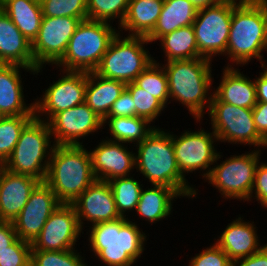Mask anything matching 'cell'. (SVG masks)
Segmentation results:
<instances>
[{"label":"cell","instance_id":"4dcf8cb0","mask_svg":"<svg viewBox=\"0 0 267 266\" xmlns=\"http://www.w3.org/2000/svg\"><path fill=\"white\" fill-rule=\"evenodd\" d=\"M166 62L201 58L193 30V25L181 27L159 39Z\"/></svg>","mask_w":267,"mask_h":266},{"label":"cell","instance_id":"ffe728a7","mask_svg":"<svg viewBox=\"0 0 267 266\" xmlns=\"http://www.w3.org/2000/svg\"><path fill=\"white\" fill-rule=\"evenodd\" d=\"M39 180L6 170L0 165V221H11L26 205Z\"/></svg>","mask_w":267,"mask_h":266},{"label":"cell","instance_id":"74e56055","mask_svg":"<svg viewBox=\"0 0 267 266\" xmlns=\"http://www.w3.org/2000/svg\"><path fill=\"white\" fill-rule=\"evenodd\" d=\"M43 17L87 19V0H40Z\"/></svg>","mask_w":267,"mask_h":266},{"label":"cell","instance_id":"cb8c5ba5","mask_svg":"<svg viewBox=\"0 0 267 266\" xmlns=\"http://www.w3.org/2000/svg\"><path fill=\"white\" fill-rule=\"evenodd\" d=\"M224 67L222 80L216 90L213 88V95L221 102L253 109L257 103L256 85L253 79L229 63Z\"/></svg>","mask_w":267,"mask_h":266},{"label":"cell","instance_id":"60d3db41","mask_svg":"<svg viewBox=\"0 0 267 266\" xmlns=\"http://www.w3.org/2000/svg\"><path fill=\"white\" fill-rule=\"evenodd\" d=\"M252 197L256 199L262 207L265 209L267 208V163H261L259 161L256 167L254 184L249 201H251Z\"/></svg>","mask_w":267,"mask_h":266},{"label":"cell","instance_id":"83f0119b","mask_svg":"<svg viewBox=\"0 0 267 266\" xmlns=\"http://www.w3.org/2000/svg\"><path fill=\"white\" fill-rule=\"evenodd\" d=\"M150 187L145 190L142 188L136 212L141 218L153 224L170 216L173 200L180 199L181 195L175 189L164 185Z\"/></svg>","mask_w":267,"mask_h":266},{"label":"cell","instance_id":"44dd1931","mask_svg":"<svg viewBox=\"0 0 267 266\" xmlns=\"http://www.w3.org/2000/svg\"><path fill=\"white\" fill-rule=\"evenodd\" d=\"M36 74V71L19 65L0 64V115H35L34 102L25 103L20 70Z\"/></svg>","mask_w":267,"mask_h":266},{"label":"cell","instance_id":"7a4b0ae2","mask_svg":"<svg viewBox=\"0 0 267 266\" xmlns=\"http://www.w3.org/2000/svg\"><path fill=\"white\" fill-rule=\"evenodd\" d=\"M135 147L136 172L147 178L151 185H164L175 189L182 197L196 198L198 189L189 185L178 168L170 131L156 127Z\"/></svg>","mask_w":267,"mask_h":266},{"label":"cell","instance_id":"4fadbf2b","mask_svg":"<svg viewBox=\"0 0 267 266\" xmlns=\"http://www.w3.org/2000/svg\"><path fill=\"white\" fill-rule=\"evenodd\" d=\"M81 20L74 17H42L37 37L32 42L36 75L46 64L56 65L64 56L69 40Z\"/></svg>","mask_w":267,"mask_h":266},{"label":"cell","instance_id":"1f68e13d","mask_svg":"<svg viewBox=\"0 0 267 266\" xmlns=\"http://www.w3.org/2000/svg\"><path fill=\"white\" fill-rule=\"evenodd\" d=\"M139 182L131 175L108 181L114 195L117 212L121 217H127L126 212L129 214L131 210H136L142 188L144 187Z\"/></svg>","mask_w":267,"mask_h":266},{"label":"cell","instance_id":"bcb514c9","mask_svg":"<svg viewBox=\"0 0 267 266\" xmlns=\"http://www.w3.org/2000/svg\"><path fill=\"white\" fill-rule=\"evenodd\" d=\"M259 76L255 78L257 102L267 103V72L263 69Z\"/></svg>","mask_w":267,"mask_h":266},{"label":"cell","instance_id":"ba28073f","mask_svg":"<svg viewBox=\"0 0 267 266\" xmlns=\"http://www.w3.org/2000/svg\"><path fill=\"white\" fill-rule=\"evenodd\" d=\"M120 31L111 41L94 72L104 78L120 80L127 84L134 82L153 62L154 57L145 49L144 44L150 43L146 37H123Z\"/></svg>","mask_w":267,"mask_h":266},{"label":"cell","instance_id":"277c9868","mask_svg":"<svg viewBox=\"0 0 267 266\" xmlns=\"http://www.w3.org/2000/svg\"><path fill=\"white\" fill-rule=\"evenodd\" d=\"M128 218L88 226L90 251L107 266H133L145 250L146 233Z\"/></svg>","mask_w":267,"mask_h":266},{"label":"cell","instance_id":"f1b7e54d","mask_svg":"<svg viewBox=\"0 0 267 266\" xmlns=\"http://www.w3.org/2000/svg\"><path fill=\"white\" fill-rule=\"evenodd\" d=\"M0 8L32 43L37 37L43 13L36 0H1Z\"/></svg>","mask_w":267,"mask_h":266},{"label":"cell","instance_id":"836d02e7","mask_svg":"<svg viewBox=\"0 0 267 266\" xmlns=\"http://www.w3.org/2000/svg\"><path fill=\"white\" fill-rule=\"evenodd\" d=\"M35 115L0 117V165L11 156L24 127Z\"/></svg>","mask_w":267,"mask_h":266},{"label":"cell","instance_id":"e0dca14e","mask_svg":"<svg viewBox=\"0 0 267 266\" xmlns=\"http://www.w3.org/2000/svg\"><path fill=\"white\" fill-rule=\"evenodd\" d=\"M60 204L52 189L45 182H40L13 221L18 238L32 243Z\"/></svg>","mask_w":267,"mask_h":266},{"label":"cell","instance_id":"f546056e","mask_svg":"<svg viewBox=\"0 0 267 266\" xmlns=\"http://www.w3.org/2000/svg\"><path fill=\"white\" fill-rule=\"evenodd\" d=\"M105 124L113 137L108 140L127 144L142 142L156 128L150 126L147 119L138 116L106 117L103 120V125Z\"/></svg>","mask_w":267,"mask_h":266},{"label":"cell","instance_id":"4316f807","mask_svg":"<svg viewBox=\"0 0 267 266\" xmlns=\"http://www.w3.org/2000/svg\"><path fill=\"white\" fill-rule=\"evenodd\" d=\"M163 3L164 0H129L125 18L118 30L128 31L129 36L147 37L157 23Z\"/></svg>","mask_w":267,"mask_h":266},{"label":"cell","instance_id":"7bdbcfd3","mask_svg":"<svg viewBox=\"0 0 267 266\" xmlns=\"http://www.w3.org/2000/svg\"><path fill=\"white\" fill-rule=\"evenodd\" d=\"M252 113L258 133L267 141V103L257 102Z\"/></svg>","mask_w":267,"mask_h":266},{"label":"cell","instance_id":"8992f818","mask_svg":"<svg viewBox=\"0 0 267 266\" xmlns=\"http://www.w3.org/2000/svg\"><path fill=\"white\" fill-rule=\"evenodd\" d=\"M118 32L109 22L82 20L56 67L65 71L93 72Z\"/></svg>","mask_w":267,"mask_h":266},{"label":"cell","instance_id":"8d00e7d4","mask_svg":"<svg viewBox=\"0 0 267 266\" xmlns=\"http://www.w3.org/2000/svg\"><path fill=\"white\" fill-rule=\"evenodd\" d=\"M126 89L132 96L135 106V116L147 119L150 123L162 114L166 108L158 99L140 88L135 82L126 84Z\"/></svg>","mask_w":267,"mask_h":266},{"label":"cell","instance_id":"6da1fadb","mask_svg":"<svg viewBox=\"0 0 267 266\" xmlns=\"http://www.w3.org/2000/svg\"><path fill=\"white\" fill-rule=\"evenodd\" d=\"M267 51V0H241L233 9L226 55L234 66L248 64ZM264 60V61H263Z\"/></svg>","mask_w":267,"mask_h":266},{"label":"cell","instance_id":"9a60e30c","mask_svg":"<svg viewBox=\"0 0 267 266\" xmlns=\"http://www.w3.org/2000/svg\"><path fill=\"white\" fill-rule=\"evenodd\" d=\"M47 123L55 145H82L79 139L105 128L103 119L85 102L54 114Z\"/></svg>","mask_w":267,"mask_h":266},{"label":"cell","instance_id":"30bf717a","mask_svg":"<svg viewBox=\"0 0 267 266\" xmlns=\"http://www.w3.org/2000/svg\"><path fill=\"white\" fill-rule=\"evenodd\" d=\"M241 155H231L222 163L212 166L206 182L218 189L224 199L250 200L256 167L261 150L255 148Z\"/></svg>","mask_w":267,"mask_h":266},{"label":"cell","instance_id":"3957f363","mask_svg":"<svg viewBox=\"0 0 267 266\" xmlns=\"http://www.w3.org/2000/svg\"><path fill=\"white\" fill-rule=\"evenodd\" d=\"M212 60L201 57L173 60L163 64L168 81L170 101H178L188 108L196 122L203 120L213 93ZM165 65V66H164ZM210 91V92H208Z\"/></svg>","mask_w":267,"mask_h":266},{"label":"cell","instance_id":"d4e9b609","mask_svg":"<svg viewBox=\"0 0 267 266\" xmlns=\"http://www.w3.org/2000/svg\"><path fill=\"white\" fill-rule=\"evenodd\" d=\"M125 88L123 81L104 78L94 71L87 72L85 103L104 120Z\"/></svg>","mask_w":267,"mask_h":266},{"label":"cell","instance_id":"484cf974","mask_svg":"<svg viewBox=\"0 0 267 266\" xmlns=\"http://www.w3.org/2000/svg\"><path fill=\"white\" fill-rule=\"evenodd\" d=\"M197 11L189 0H164L160 16L147 40L156 42L178 28L192 25Z\"/></svg>","mask_w":267,"mask_h":266},{"label":"cell","instance_id":"b9f144b4","mask_svg":"<svg viewBox=\"0 0 267 266\" xmlns=\"http://www.w3.org/2000/svg\"><path fill=\"white\" fill-rule=\"evenodd\" d=\"M130 92L125 88L118 99L113 103L107 117L135 116V106Z\"/></svg>","mask_w":267,"mask_h":266},{"label":"cell","instance_id":"5bb4252c","mask_svg":"<svg viewBox=\"0 0 267 266\" xmlns=\"http://www.w3.org/2000/svg\"><path fill=\"white\" fill-rule=\"evenodd\" d=\"M60 72L63 73L61 78L49 84L42 98L37 97L34 101L35 117L39 120L47 122L54 114L85 102L87 72L65 70Z\"/></svg>","mask_w":267,"mask_h":266},{"label":"cell","instance_id":"603a6c76","mask_svg":"<svg viewBox=\"0 0 267 266\" xmlns=\"http://www.w3.org/2000/svg\"><path fill=\"white\" fill-rule=\"evenodd\" d=\"M253 223L244 221L240 216L230 222L215 241L232 262L251 256L266 245L261 246Z\"/></svg>","mask_w":267,"mask_h":266},{"label":"cell","instance_id":"8fae6325","mask_svg":"<svg viewBox=\"0 0 267 266\" xmlns=\"http://www.w3.org/2000/svg\"><path fill=\"white\" fill-rule=\"evenodd\" d=\"M240 1L225 0L197 11L192 25L201 57L210 60L217 54L226 57L232 13Z\"/></svg>","mask_w":267,"mask_h":266},{"label":"cell","instance_id":"f35d334b","mask_svg":"<svg viewBox=\"0 0 267 266\" xmlns=\"http://www.w3.org/2000/svg\"><path fill=\"white\" fill-rule=\"evenodd\" d=\"M31 243L18 238L0 253V266H30Z\"/></svg>","mask_w":267,"mask_h":266},{"label":"cell","instance_id":"52a82bcc","mask_svg":"<svg viewBox=\"0 0 267 266\" xmlns=\"http://www.w3.org/2000/svg\"><path fill=\"white\" fill-rule=\"evenodd\" d=\"M51 139L48 123L34 117L22 130L11 156L2 166L13 173L44 182L55 146Z\"/></svg>","mask_w":267,"mask_h":266},{"label":"cell","instance_id":"c3c4849f","mask_svg":"<svg viewBox=\"0 0 267 266\" xmlns=\"http://www.w3.org/2000/svg\"><path fill=\"white\" fill-rule=\"evenodd\" d=\"M262 69H264L267 72V64L263 63L262 65H260Z\"/></svg>","mask_w":267,"mask_h":266},{"label":"cell","instance_id":"d6a6232c","mask_svg":"<svg viewBox=\"0 0 267 266\" xmlns=\"http://www.w3.org/2000/svg\"><path fill=\"white\" fill-rule=\"evenodd\" d=\"M140 88L158 99L166 108L169 100V88L165 69L162 64L153 62L134 81ZM169 101V102H168Z\"/></svg>","mask_w":267,"mask_h":266},{"label":"cell","instance_id":"9c48e42d","mask_svg":"<svg viewBox=\"0 0 267 266\" xmlns=\"http://www.w3.org/2000/svg\"><path fill=\"white\" fill-rule=\"evenodd\" d=\"M212 131L220 142L253 145L258 149L267 147V141L258 133L252 109L237 107L219 101L212 95L207 110Z\"/></svg>","mask_w":267,"mask_h":266},{"label":"cell","instance_id":"7402d4cb","mask_svg":"<svg viewBox=\"0 0 267 266\" xmlns=\"http://www.w3.org/2000/svg\"><path fill=\"white\" fill-rule=\"evenodd\" d=\"M0 64L19 65L37 71L32 43L0 8Z\"/></svg>","mask_w":267,"mask_h":266},{"label":"cell","instance_id":"5b68a950","mask_svg":"<svg viewBox=\"0 0 267 266\" xmlns=\"http://www.w3.org/2000/svg\"><path fill=\"white\" fill-rule=\"evenodd\" d=\"M96 180L84 144L54 146L44 182L61 203L72 204Z\"/></svg>","mask_w":267,"mask_h":266},{"label":"cell","instance_id":"d590c367","mask_svg":"<svg viewBox=\"0 0 267 266\" xmlns=\"http://www.w3.org/2000/svg\"><path fill=\"white\" fill-rule=\"evenodd\" d=\"M77 249L63 251L31 250L30 266H88Z\"/></svg>","mask_w":267,"mask_h":266},{"label":"cell","instance_id":"e575fe53","mask_svg":"<svg viewBox=\"0 0 267 266\" xmlns=\"http://www.w3.org/2000/svg\"><path fill=\"white\" fill-rule=\"evenodd\" d=\"M129 0H87V19L113 24L118 19V26L123 22ZM112 20V21H111Z\"/></svg>","mask_w":267,"mask_h":266},{"label":"cell","instance_id":"ab89813d","mask_svg":"<svg viewBox=\"0 0 267 266\" xmlns=\"http://www.w3.org/2000/svg\"><path fill=\"white\" fill-rule=\"evenodd\" d=\"M188 266H232L228 255L214 242L189 260Z\"/></svg>","mask_w":267,"mask_h":266},{"label":"cell","instance_id":"ac0fdd59","mask_svg":"<svg viewBox=\"0 0 267 266\" xmlns=\"http://www.w3.org/2000/svg\"><path fill=\"white\" fill-rule=\"evenodd\" d=\"M125 143L102 139L94 149H90L92 169L97 180L110 181L114 178L130 176L135 168V153Z\"/></svg>","mask_w":267,"mask_h":266},{"label":"cell","instance_id":"2e32d148","mask_svg":"<svg viewBox=\"0 0 267 266\" xmlns=\"http://www.w3.org/2000/svg\"><path fill=\"white\" fill-rule=\"evenodd\" d=\"M82 231L73 205L61 203L31 243V250L63 251L75 249Z\"/></svg>","mask_w":267,"mask_h":266},{"label":"cell","instance_id":"7dc6e473","mask_svg":"<svg viewBox=\"0 0 267 266\" xmlns=\"http://www.w3.org/2000/svg\"><path fill=\"white\" fill-rule=\"evenodd\" d=\"M197 10L219 4L225 0H189Z\"/></svg>","mask_w":267,"mask_h":266},{"label":"cell","instance_id":"d6986e66","mask_svg":"<svg viewBox=\"0 0 267 266\" xmlns=\"http://www.w3.org/2000/svg\"><path fill=\"white\" fill-rule=\"evenodd\" d=\"M72 205L82 230L85 224L83 221H90L94 225L121 217L117 212L110 184L106 181L96 180Z\"/></svg>","mask_w":267,"mask_h":266},{"label":"cell","instance_id":"f6af8a7d","mask_svg":"<svg viewBox=\"0 0 267 266\" xmlns=\"http://www.w3.org/2000/svg\"><path fill=\"white\" fill-rule=\"evenodd\" d=\"M232 266H267V243L253 255L234 261Z\"/></svg>","mask_w":267,"mask_h":266},{"label":"cell","instance_id":"ee69618b","mask_svg":"<svg viewBox=\"0 0 267 266\" xmlns=\"http://www.w3.org/2000/svg\"><path fill=\"white\" fill-rule=\"evenodd\" d=\"M17 239L18 236L13 222L0 221V253L8 249V246L12 245Z\"/></svg>","mask_w":267,"mask_h":266},{"label":"cell","instance_id":"7c38bea8","mask_svg":"<svg viewBox=\"0 0 267 266\" xmlns=\"http://www.w3.org/2000/svg\"><path fill=\"white\" fill-rule=\"evenodd\" d=\"M219 142L215 133L200 128L197 131L185 130L180 136L172 134L175 157L181 174L203 170L202 177L207 178L211 171V165L223 157L221 152L215 149V143Z\"/></svg>","mask_w":267,"mask_h":266}]
</instances>
